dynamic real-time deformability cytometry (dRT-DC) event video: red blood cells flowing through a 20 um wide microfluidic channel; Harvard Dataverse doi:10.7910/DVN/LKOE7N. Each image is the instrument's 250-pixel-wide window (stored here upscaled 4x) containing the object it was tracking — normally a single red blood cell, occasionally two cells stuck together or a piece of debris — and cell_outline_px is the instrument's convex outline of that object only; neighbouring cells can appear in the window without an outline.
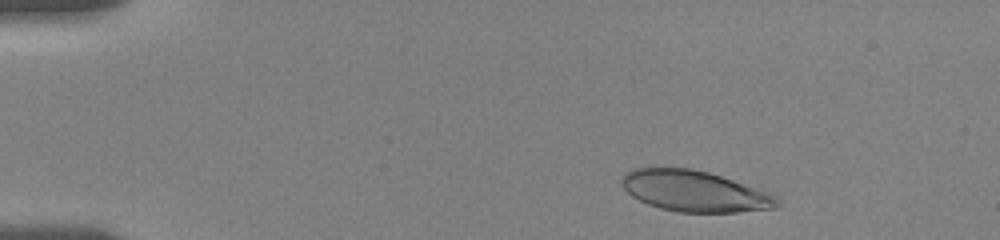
{"species": "human", "species_latin": "Homo sapiens", "temperature_condition": "room temperature", "stored_images_in_passage": 104, "camera_frame_rate_fps": 3000, "um_per_image_px": 0.085, "donor": {"sex": "female"}, "frame": {"image": 1, "passage_image": 12, "time_ms": 1.333, "image_size_px": [1000, 240], "cell_outline_px": [[780, 204], [776, 208], [736, 212], [676, 212], [660, 208], [648, 204], [632, 196], [620, 184], [620, 180], [624, 172], [632, 168], [688, 168], [708, 172], [768, 192], [776, 196], [780, 200]], "centroid_in_image_um": [59.01, 16.25], "position_along_channel_um": 26.0, "area_um2": 36.99}}
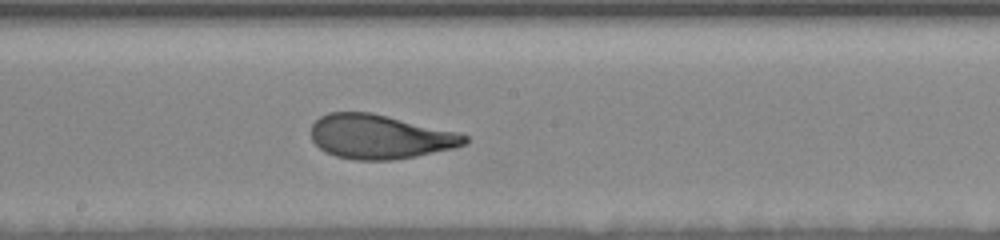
{"frame": {"image": 2, "passage_image": 72, "time_ms": 9.0, "image_size_px": [1000, 240], "cell_outline_px": [[468, 140], [464, 144], [452, 148], [416, 156], [392, 160], [356, 160], [336, 156], [324, 152], [312, 140], [312, 124], [320, 116], [328, 112], [372, 112], [460, 132], [468, 136]], "centroid_in_image_um": [32.29, 11.61], "position_along_channel_um": 215.9, "area_um2": 39.71}}
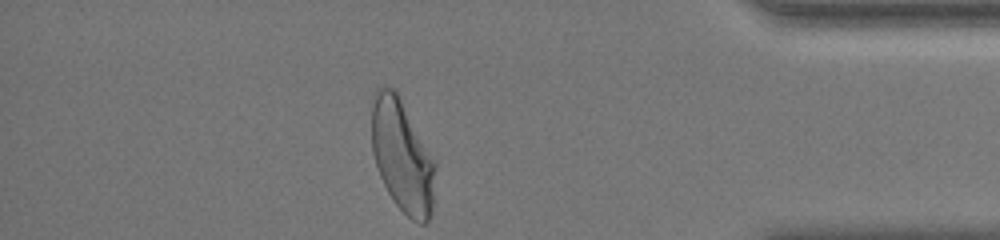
{"frame": {"image": 3, "passage_image": 102, "time_ms": 15.0, "image_size_px": [1000, 240], "cell_outline_px": [[436, 168], [432, 208], [428, 220], [424, 224], [420, 224], [412, 220], [392, 200], [380, 176], [372, 152], [372, 96], [376, 88], [384, 84], [392, 88], [396, 92], [436, 160]], "centroid_in_image_um": [34.19, 13.25], "position_along_channel_um": 401.0, "area_um2": 41.85}, "authors_computed_cell_mechanics": {"area_um2": 39.3907, "velocity_mm_per_s": 3.5688, "shape_relaxation_time_tau1_ms": 5.0583, "shape_relaxation_time_tau2_ms": 0.7512, "deformation_change_tau1": 0.1815, "deformation_change_tau2": 0.071}}